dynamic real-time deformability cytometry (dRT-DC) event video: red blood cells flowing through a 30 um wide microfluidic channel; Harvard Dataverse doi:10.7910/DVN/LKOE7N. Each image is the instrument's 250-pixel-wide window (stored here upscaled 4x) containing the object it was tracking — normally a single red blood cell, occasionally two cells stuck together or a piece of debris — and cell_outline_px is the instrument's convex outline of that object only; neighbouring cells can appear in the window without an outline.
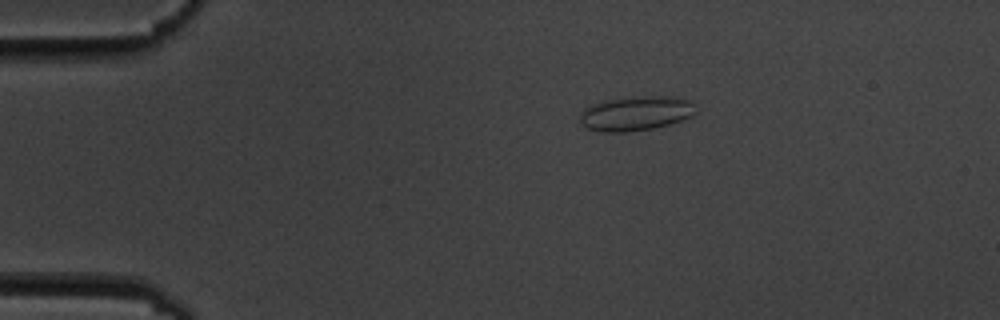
{"species": "common noctule bat (a hibernating species)", "species_latin": "Nyctalus noctula", "temperature_condition": "cold", "stored_images_in_passage": 7, "camera_frame_rate_fps": 3000, "um_per_image_px": 0.085, "animal": {"sex": "male", "body_mass_g": 19.5, "forearm_length_mm": 54.6}, "frame": {"image": 1, "passage_image": 4, "time_ms": 3.333, "image_size_px": [1000, 320], "cell_outline_px": [[696, 112], [692, 116], [668, 124], [652, 128], [628, 132], [604, 132], [588, 128], [580, 124], [580, 116], [584, 108], [596, 104], [612, 100], [652, 96], [668, 96], [692, 100]], "centroid_in_image_um": [54.08, 9.66], "position_along_channel_um": 30.9, "area_um2": 22.72}}
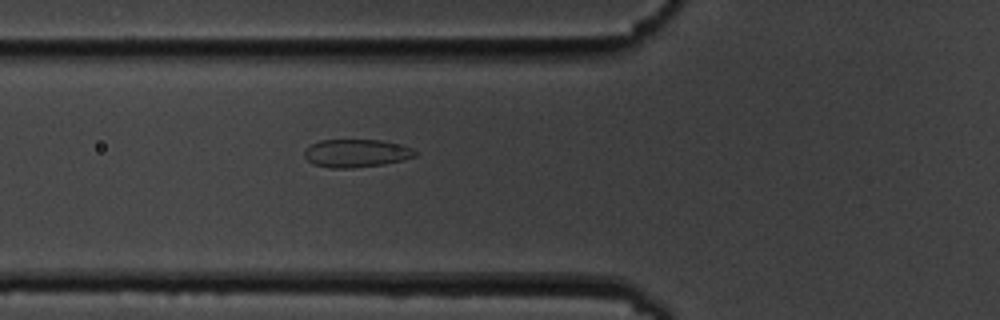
{"frame": {"image": 2, "passage_image": 7, "time_ms": 6.667, "image_size_px": [1000, 320], "cell_outline_px": [[416, 156], [404, 160], [384, 164], [352, 168], [328, 168], [312, 164], [304, 156], [304, 148], [320, 140], [380, 140], [404, 144], [412, 148], [416, 152]], "centroid_in_image_um": [30.29, 13.02], "position_along_channel_um": 95.5, "area_um2": 18.32}}